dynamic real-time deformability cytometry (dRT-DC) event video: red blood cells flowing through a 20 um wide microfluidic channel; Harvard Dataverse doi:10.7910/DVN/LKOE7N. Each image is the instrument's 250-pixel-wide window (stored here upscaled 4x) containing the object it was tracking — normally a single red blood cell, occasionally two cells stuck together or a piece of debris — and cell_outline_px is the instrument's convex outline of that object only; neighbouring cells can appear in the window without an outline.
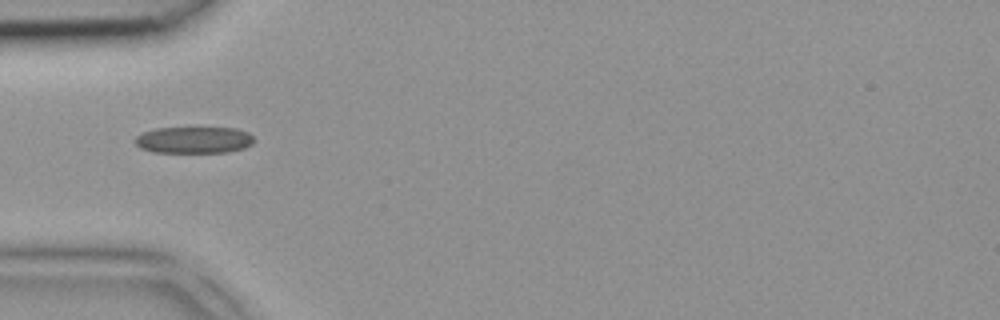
{"species": "common noctule bat (a hibernating species)", "species_latin": "Nyctalus noctula", "temperature_condition": "room temperature", "stored_images_in_passage": 1, "camera_frame_rate_fps": 3000, "um_per_image_px": 0.085, "animal": {"sex": "female", "body_mass_g": 18.4}, "frame": {"image": 1, "passage_image": 1, "time_ms": 0.0, "image_size_px": [1000, 320], "cell_outline_px": [[252, 144], [244, 148], [228, 152], [152, 152], [140, 148], [132, 140], [136, 136], [144, 132], [156, 128], [236, 128], [248, 132], [252, 136]], "centroid_in_image_um": [16.45, 11.9], "position_along_channel_um": 68.6, "area_um2": 18.44}}